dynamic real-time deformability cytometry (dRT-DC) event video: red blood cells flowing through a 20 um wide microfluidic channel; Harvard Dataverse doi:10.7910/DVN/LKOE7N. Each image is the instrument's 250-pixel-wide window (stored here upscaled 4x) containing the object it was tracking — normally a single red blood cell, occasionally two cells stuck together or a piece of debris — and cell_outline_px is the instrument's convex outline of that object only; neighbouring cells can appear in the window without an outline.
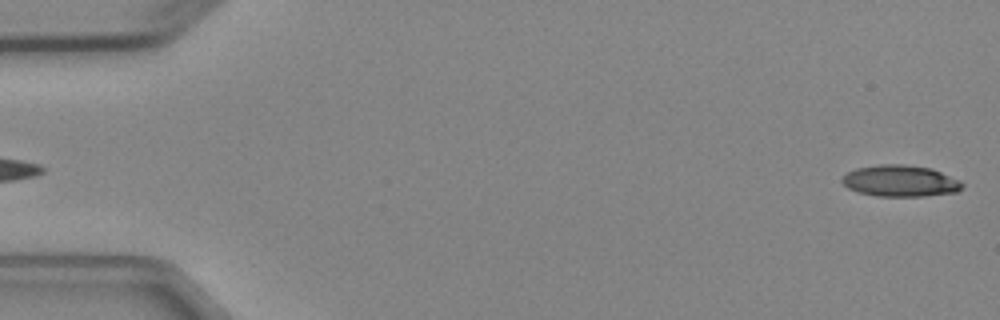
{"species": "Egyptian fruit bat (a non-hibernating species)", "species_latin": "Rousettus aegyptiacus", "temperature_condition": "cold", "stored_images_in_passage": 5, "segment_of_instrument_passage": [2, 2], "camera_frame_rate_fps": 3000, "um_per_image_px": 0.085, "animal": {"sex": "female"}, "frame": {"image": 1, "passage_image": 5, "time_ms": 4.333, "image_size_px": [1000, 320], "cell_outline_px": [[964, 184], [956, 192], [924, 196], [876, 196], [856, 192], [848, 188], [840, 180], [848, 172], [856, 168], [880, 164], [904, 164], [932, 168], [960, 180]], "centroid_in_image_um": [76.51, 15.37], "position_along_channel_um": 8.5, "area_um2": 22.08}}